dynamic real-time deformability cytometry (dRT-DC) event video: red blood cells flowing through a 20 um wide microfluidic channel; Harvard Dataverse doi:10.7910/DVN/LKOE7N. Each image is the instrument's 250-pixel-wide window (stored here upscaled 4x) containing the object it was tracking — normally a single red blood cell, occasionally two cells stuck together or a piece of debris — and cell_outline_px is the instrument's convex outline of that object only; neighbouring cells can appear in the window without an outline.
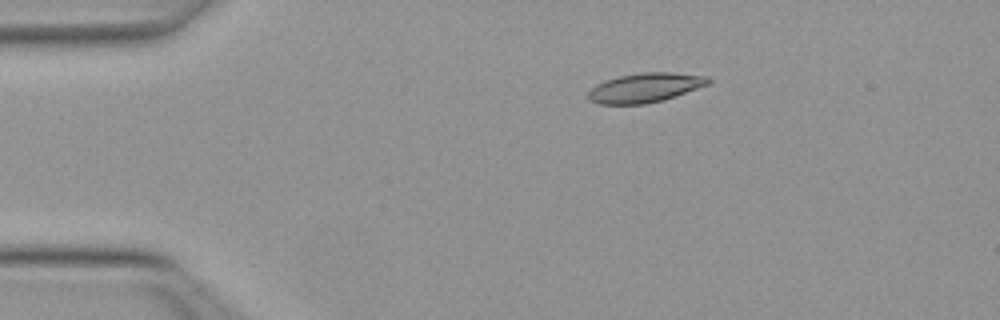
{"species": "Egyptian fruit bat (a non-hibernating species)", "species_latin": "Rousettus aegyptiacus", "temperature_condition": "warm", "stored_images_in_passage": 37, "camera_frame_rate_fps": 3000, "um_per_image_px": 0.085, "animal": {"sex": "female"}, "frame": {"image": 1, "passage_image": 1, "time_ms": 0.0, "image_size_px": [1000, 320], "cell_outline_px": [[712, 80], [708, 84], [664, 100], [644, 104], [600, 104], [588, 100], [588, 92], [596, 84], [604, 80], [620, 76], [640, 72], [672, 72], [708, 76]], "centroid_in_image_um": [54.82, 7.45], "position_along_channel_um": 30.2, "area_um2": 20.58}}
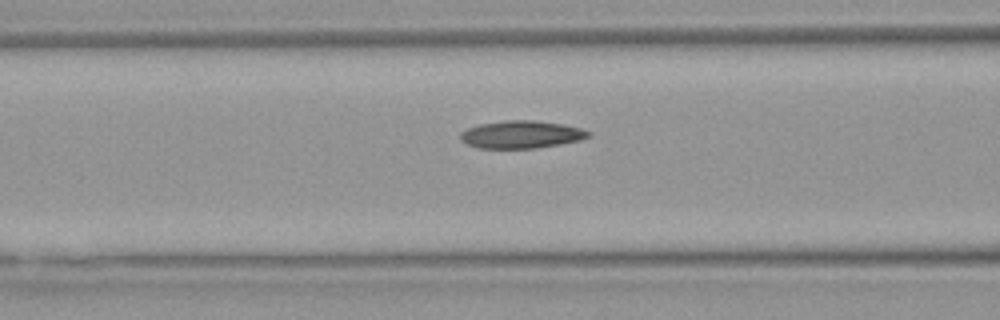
{"frame": {"image": 2, "passage_image": 12, "time_ms": 3.667, "image_size_px": [1000, 320], "cell_outline_px": [[592, 136], [580, 140], [560, 144], [536, 148], [476, 148], [460, 140], [460, 132], [468, 128], [480, 124], [504, 120], [536, 120], [564, 124], [580, 128], [592, 132]], "centroid_in_image_um": [44.33, 11.43], "position_along_channel_um": 122.3, "area_um2": 20.75}}
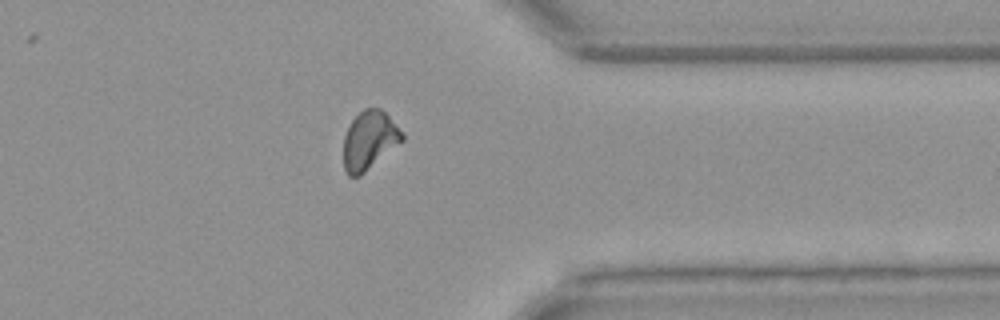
{"frame": {"image": 3, "passage_image": 32, "time_ms": 10.333, "image_size_px": [1000, 320], "cell_outline_px": [[404, 140], [360, 176], [348, 176], [344, 168], [344, 136], [352, 120], [364, 108], [380, 108], [388, 116], [404, 136]], "centroid_in_image_um": [31.38, 11.94], "position_along_channel_um": 380.0, "area_um2": 19.65}}